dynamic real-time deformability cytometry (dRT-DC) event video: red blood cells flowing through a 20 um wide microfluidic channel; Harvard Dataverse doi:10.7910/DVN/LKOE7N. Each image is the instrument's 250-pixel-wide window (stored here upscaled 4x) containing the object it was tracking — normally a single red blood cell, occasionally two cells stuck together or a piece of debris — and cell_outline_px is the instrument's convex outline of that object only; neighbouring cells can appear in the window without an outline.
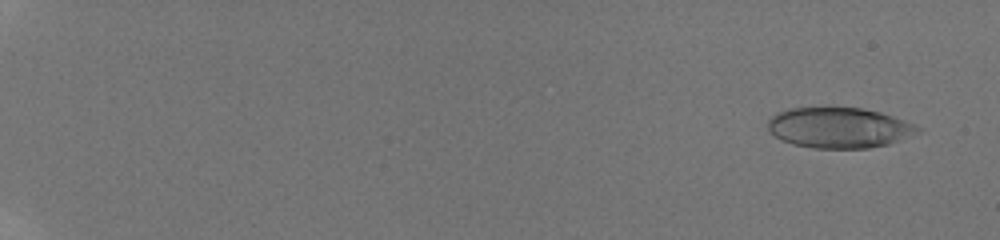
{"species": "human", "species_latin": "Homo sapiens", "temperature_condition": "room temperature", "stored_images_in_passage": 77, "camera_frame_rate_fps": 3000, "um_per_image_px": 0.085, "donor": {"sex": "male"}, "frame": {"image": 1, "passage_image": 3, "time_ms": 1.0, "image_size_px": [1000, 240], "cell_outline_px": [[924, 128], [900, 140], [888, 144], [868, 148], [812, 148], [792, 144], [780, 140], [768, 132], [768, 120], [776, 112], [788, 108], [860, 108], [880, 112], [916, 124]], "centroid_in_image_um": [71.28, 10.86], "position_along_channel_um": 13.7, "area_um2": 35.43}}
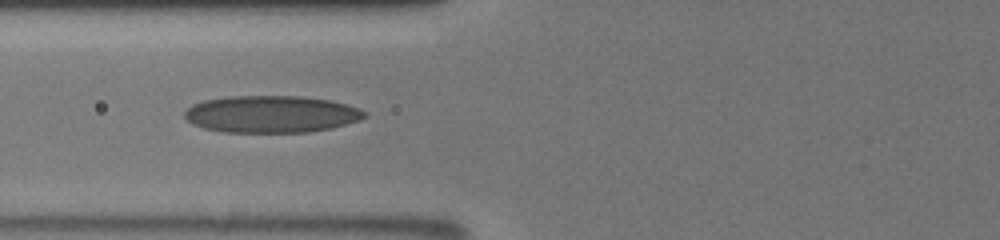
{"frame": {"image": 2, "passage_image": 40, "time_ms": 8.667, "image_size_px": [1000, 240], "cell_outline_px": [[368, 116], [360, 120], [332, 128], [308, 132], [224, 132], [204, 128], [192, 124], [184, 116], [184, 112], [192, 104], [204, 100], [228, 96], [300, 96], [328, 100], [360, 108], [368, 112]], "centroid_in_image_um": [23.07, 9.7], "position_along_channel_um": 102.7, "area_um2": 38.96}}
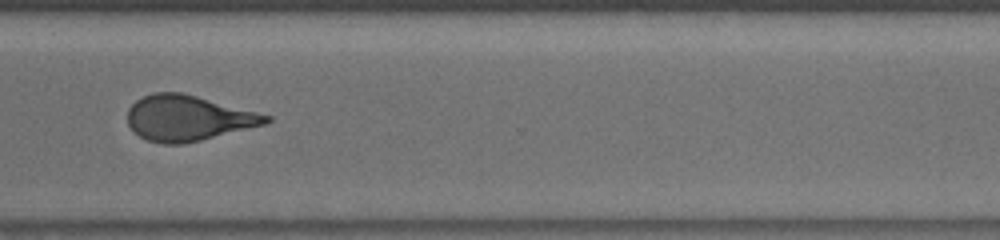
{"frame": {"image": 3, "passage_image": 76, "time_ms": 15.0, "image_size_px": [1000, 240], "cell_outline_px": [[272, 120], [268, 124], [200, 140], [180, 144], [164, 144], [148, 140], [140, 136], [128, 124], [128, 108], [136, 100], [144, 96], [156, 92], [180, 92], [196, 96], [272, 116]], "centroid_in_image_um": [16.0, 10.04], "position_along_channel_um": 354.6, "area_um2": 36.36}}